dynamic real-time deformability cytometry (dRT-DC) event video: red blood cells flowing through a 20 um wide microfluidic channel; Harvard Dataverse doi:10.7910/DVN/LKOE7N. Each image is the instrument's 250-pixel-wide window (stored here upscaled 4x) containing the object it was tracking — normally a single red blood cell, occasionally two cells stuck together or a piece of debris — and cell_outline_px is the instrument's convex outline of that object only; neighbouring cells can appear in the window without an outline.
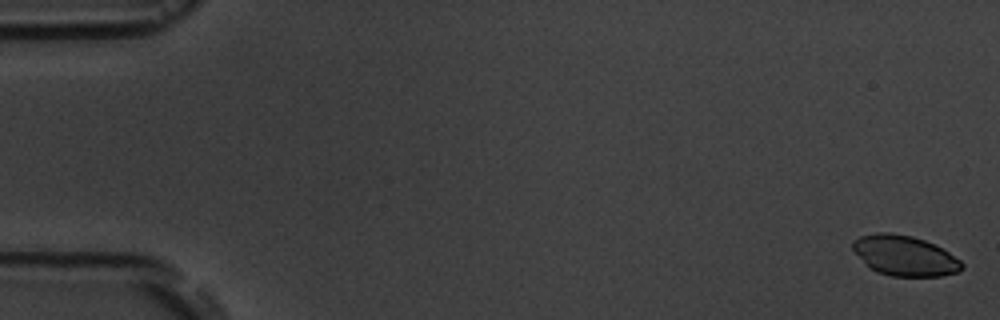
{"species": "common noctule bat (a hibernating species)", "species_latin": "Nyctalus noctula", "temperature_condition": "room temperature", "stored_images_in_passage": 6, "camera_frame_rate_fps": 3000, "um_per_image_px": 0.085, "animal": {"sex": "male", "body_mass_g": 19.5, "forearm_length_mm": 54.6}, "frame": {"image": 1, "passage_image": 1, "time_ms": 0.0, "image_size_px": [1000, 320], "cell_outline_px": [[964, 268], [956, 272], [940, 276], [892, 276], [876, 272], [868, 268], [864, 264], [852, 248], [852, 240], [860, 236], [876, 232], [892, 232], [912, 236], [924, 240], [948, 252], [960, 260], [964, 264]], "centroid_in_image_um": [76.85, 21.73], "position_along_channel_um": 8.2, "area_um2": 25.66}}
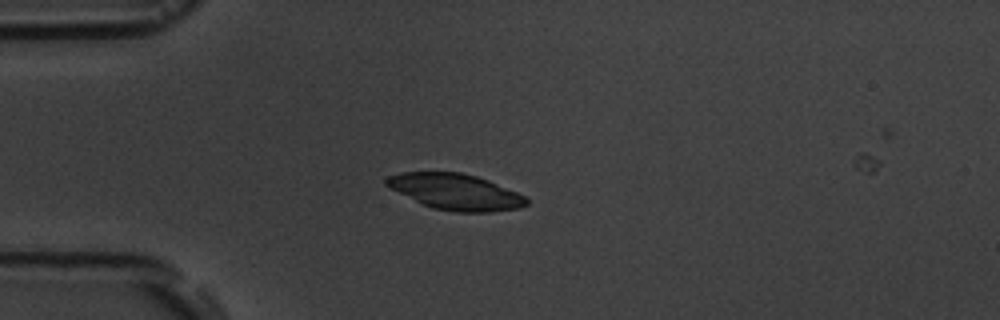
{"frame": {"image": 2, "passage_image": 5, "time_ms": 4.667, "image_size_px": [1000, 320], "cell_outline_px": [[528, 204], [520, 208], [492, 212], [456, 212], [432, 208], [384, 184], [384, 180], [388, 176], [400, 172], [460, 172], [476, 176], [488, 180], [516, 192], [524, 196], [528, 200]], "centroid_in_image_um": [38.75, 16.3], "position_along_channel_um": 46.3, "area_um2": 29.02}}